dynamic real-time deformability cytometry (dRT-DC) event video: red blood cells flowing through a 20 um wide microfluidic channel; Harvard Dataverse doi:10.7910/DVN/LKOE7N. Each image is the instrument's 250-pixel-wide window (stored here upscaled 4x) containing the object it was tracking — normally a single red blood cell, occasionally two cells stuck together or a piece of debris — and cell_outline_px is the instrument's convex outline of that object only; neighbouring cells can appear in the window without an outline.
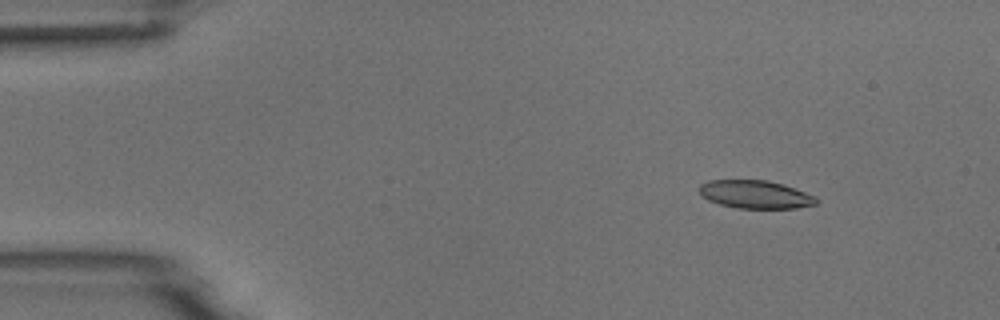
{"species": "common noctule bat (a hibernating species)", "species_latin": "Nyctalus noctula", "temperature_condition": "room temperature", "stored_images_in_passage": 4, "camera_frame_rate_fps": 3000, "um_per_image_px": 0.085, "animal": {"sex": "male", "body_mass_g": 18.8}, "frame": {"image": 1, "passage_image": 2, "time_ms": 1.333, "image_size_px": [1000, 320], "cell_outline_px": [[820, 200], [816, 204], [796, 208], [736, 208], [720, 204], [708, 200], [700, 192], [700, 184], [708, 180], [768, 180], [784, 184], [816, 196]], "centroid_in_image_um": [64.24, 16.52], "position_along_channel_um": 20.8, "area_um2": 19.19}}
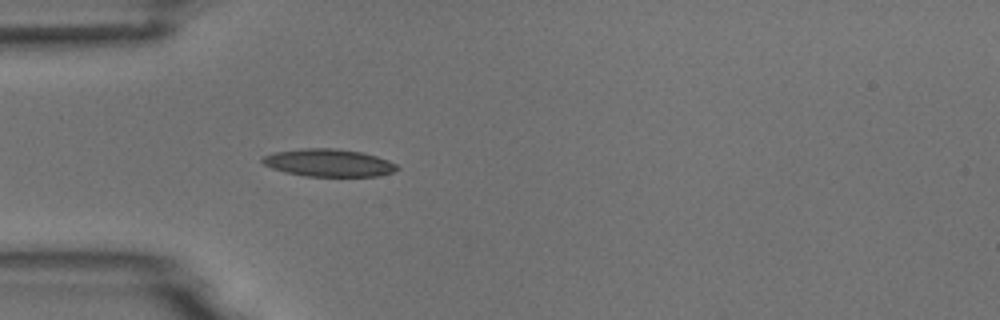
{"frame": {"image": 2, "passage_image": 4, "time_ms": 4.333, "image_size_px": [1000, 320], "cell_outline_px": [[400, 168], [392, 172], [380, 176], [304, 176], [284, 172], [272, 168], [264, 164], [260, 160], [264, 156], [272, 152], [300, 148], [336, 148], [360, 152], [376, 156], [388, 160], [396, 164]], "centroid_in_image_um": [27.91, 13.83], "position_along_channel_um": 57.1, "area_um2": 21.73}}